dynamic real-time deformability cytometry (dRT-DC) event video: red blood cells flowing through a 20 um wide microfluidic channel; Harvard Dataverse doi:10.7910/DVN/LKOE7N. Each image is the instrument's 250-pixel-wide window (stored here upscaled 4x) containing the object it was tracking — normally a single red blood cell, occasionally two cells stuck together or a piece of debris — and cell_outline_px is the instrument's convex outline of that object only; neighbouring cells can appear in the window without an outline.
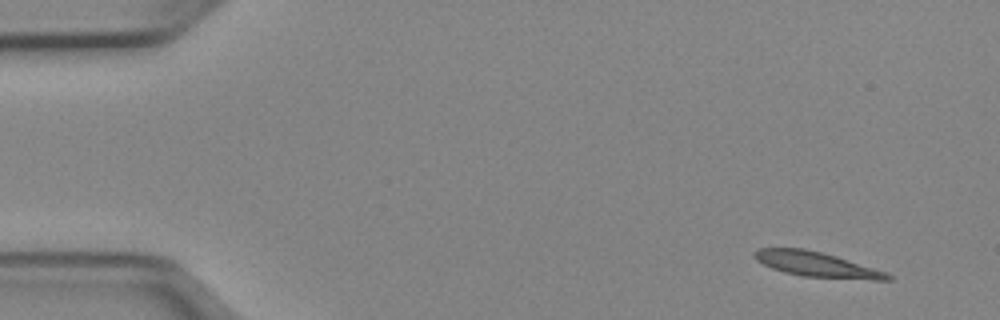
{"species": "Egyptian fruit bat (a non-hibernating species)", "species_latin": "Rousettus aegyptiacus", "temperature_condition": "cold", "stored_images_in_passage": 48, "camera_frame_rate_fps": 3000, "um_per_image_px": 0.085, "animal": {"sex": "female"}, "frame": {"image": 1, "passage_image": 1, "time_ms": 0.0, "image_size_px": [1000, 320], "cell_outline_px": [[892, 280], [872, 280], [800, 276], [784, 272], [772, 268], [756, 260], [752, 256], [752, 252], [756, 248], [804, 248], [836, 256], [884, 272], [892, 276]], "centroid_in_image_um": [69.33, 22.47], "position_along_channel_um": 15.7, "area_um2": 19.25}}
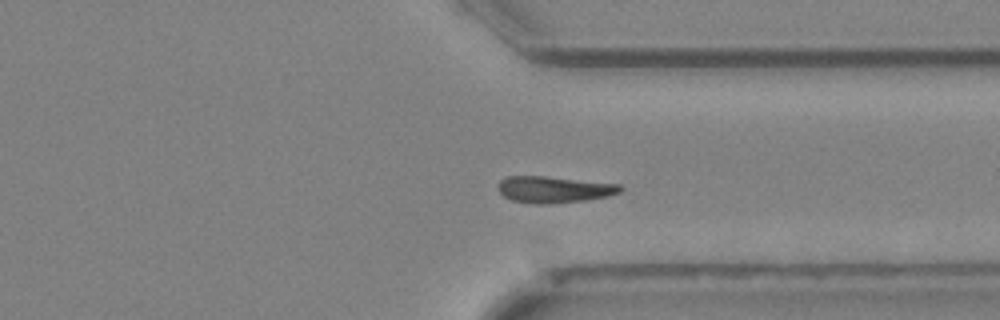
{"frame": {"image": 2, "passage_image": 36, "time_ms": 11.667, "image_size_px": [1000, 320], "cell_outline_px": [[624, 188], [620, 192], [608, 196], [588, 200], [552, 204], [532, 204], [512, 200], [504, 196], [500, 192], [500, 180], [508, 176], [544, 176], [620, 184]], "centroid_in_image_um": [47.13, 16.12], "position_along_channel_um": 364.3, "area_um2": 18.9}}
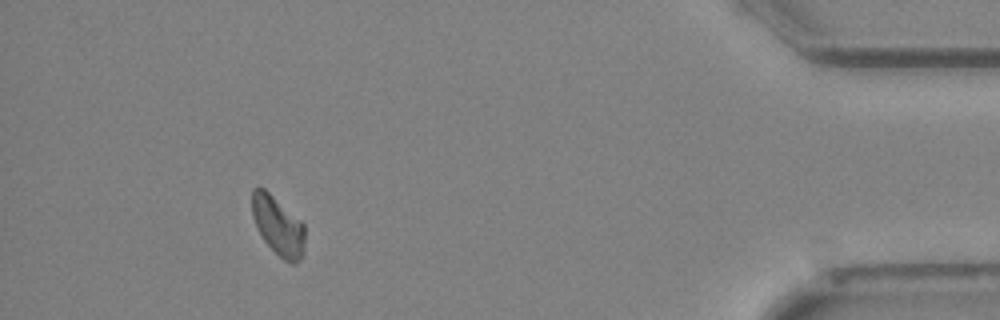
{"frame": {"image": 3, "passage_image": 44, "time_ms": 14.333, "image_size_px": [1000, 320], "cell_outline_px": [[304, 252], [300, 260], [296, 264], [292, 264], [284, 260], [264, 240], [256, 228], [252, 216], [252, 188], [264, 188], [300, 220], [304, 224]], "centroid_in_image_um": [23.63, 19.21], "position_along_channel_um": 411.6, "area_um2": 18.03}}